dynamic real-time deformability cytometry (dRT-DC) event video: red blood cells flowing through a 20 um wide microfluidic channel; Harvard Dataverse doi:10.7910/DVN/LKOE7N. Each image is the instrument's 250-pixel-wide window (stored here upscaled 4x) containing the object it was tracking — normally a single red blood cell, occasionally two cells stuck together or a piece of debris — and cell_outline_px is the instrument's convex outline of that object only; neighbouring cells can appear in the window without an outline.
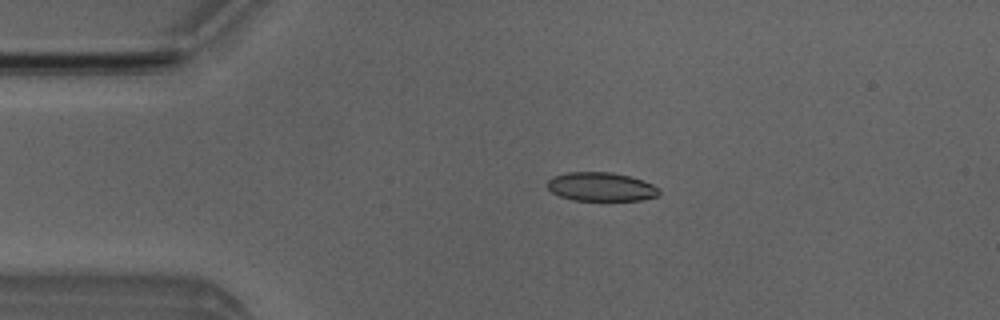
{"species": "Egyptian fruit bat (a non-hibernating species)", "species_latin": "Rousettus aegyptiacus", "temperature_condition": "room temperature", "stored_images_in_passage": 4, "camera_frame_rate_fps": 3000, "um_per_image_px": 0.085, "animal": {"sex": "male"}, "frame": {"image": 1, "passage_image": 3, "time_ms": 2.333, "image_size_px": [1000, 320], "cell_outline_px": [[660, 196], [640, 200], [572, 200], [560, 196], [552, 192], [548, 188], [548, 180], [552, 176], [568, 172], [612, 172], [628, 176], [652, 184], [660, 188]], "centroid_in_image_um": [51.1, 15.88], "position_along_channel_um": 33.9, "area_um2": 18.73}}